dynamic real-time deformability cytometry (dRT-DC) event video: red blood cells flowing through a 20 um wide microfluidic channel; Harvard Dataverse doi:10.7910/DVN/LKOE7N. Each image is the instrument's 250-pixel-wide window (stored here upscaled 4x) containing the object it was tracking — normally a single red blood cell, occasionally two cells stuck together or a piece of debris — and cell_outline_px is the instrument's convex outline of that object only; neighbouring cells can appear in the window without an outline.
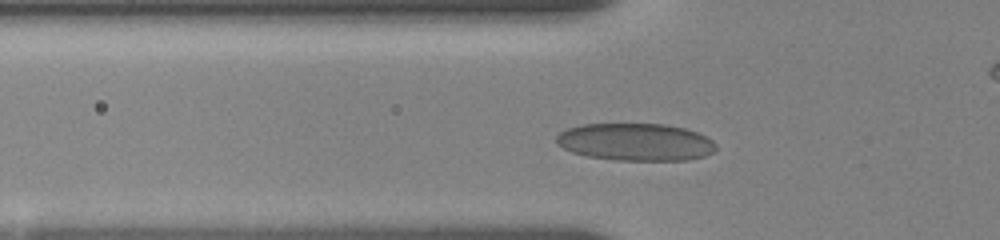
{"species": "human", "species_latin": "Homo sapiens", "temperature_condition": "room temperature", "stored_images_in_passage": 11, "camera_frame_rate_fps": 3000, "um_per_image_px": 0.085, "donor": {"sex": "female"}, "frame": {"image": 1, "passage_image": 10, "time_ms": 3.667, "image_size_px": [1000, 240], "cell_outline_px": [[716, 148], [712, 152], [704, 156], [688, 160], [616, 160], [588, 156], [572, 152], [556, 144], [556, 136], [560, 132], [568, 128], [580, 124], [664, 124], [684, 128], [696, 132], [712, 140], [716, 144]], "centroid_in_image_um": [54.0, 12.07], "position_along_channel_um": 71.8, "area_um2": 34.74}}